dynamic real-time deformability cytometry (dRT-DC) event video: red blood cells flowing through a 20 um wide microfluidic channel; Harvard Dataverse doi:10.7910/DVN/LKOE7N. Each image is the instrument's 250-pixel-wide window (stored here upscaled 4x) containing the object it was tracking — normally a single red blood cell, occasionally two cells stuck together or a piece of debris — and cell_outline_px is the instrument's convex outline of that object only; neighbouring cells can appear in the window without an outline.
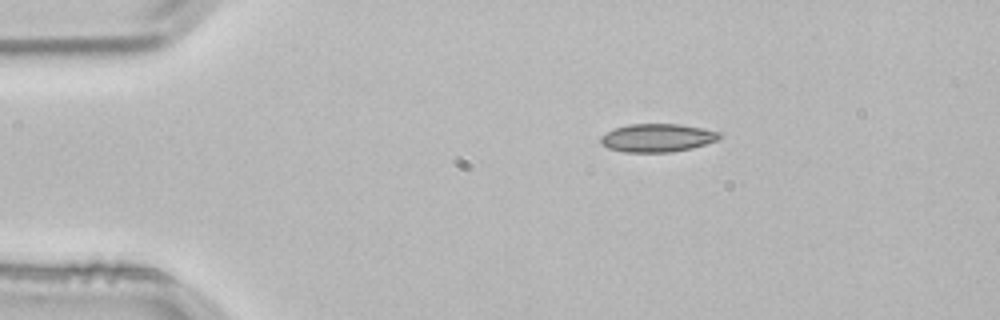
{"species": "common noctule bat (a hibernating species)", "species_latin": "Nyctalus noctula", "temperature_condition": "room temperature", "stored_images_in_passage": 2, "camera_frame_rate_fps": 3000, "um_per_image_px": 0.085, "animal": {"sex": "male", "body_mass_g": 21.5, "forearm_length_mm": 52.0}, "frame": {"image": 1, "passage_image": 1, "time_ms": 0.0, "image_size_px": [1000, 320], "cell_outline_px": [[724, 136], [716, 140], [692, 148], [672, 152], [624, 152], [608, 148], [600, 144], [600, 136], [616, 128], [628, 124], [680, 124], [720, 132]], "centroid_in_image_um": [55.86, 11.72], "position_along_channel_um": 29.1, "area_um2": 19.48}}
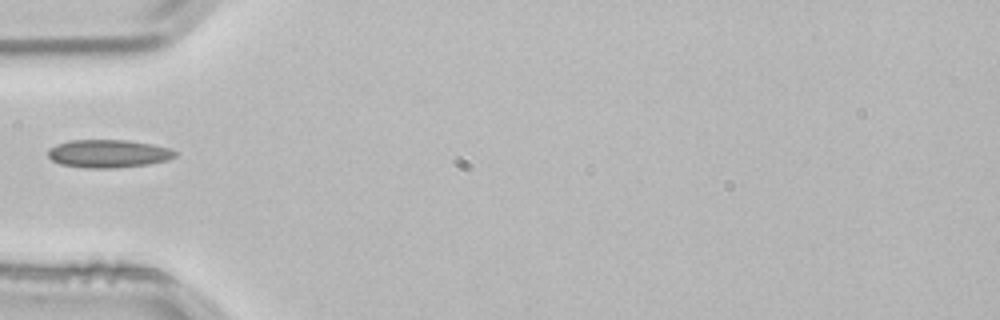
{"frame": {"image": 2, "passage_image": 2, "time_ms": 0.333, "image_size_px": [1000, 320], "cell_outline_px": [[176, 156], [168, 160], [148, 164], [116, 168], [84, 168], [60, 164], [52, 160], [48, 156], [48, 148], [56, 144], [72, 140], [124, 140], [152, 144], [168, 148], [176, 152]], "centroid_in_image_um": [9.18, 13.06], "position_along_channel_um": 75.8, "area_um2": 20.75}}